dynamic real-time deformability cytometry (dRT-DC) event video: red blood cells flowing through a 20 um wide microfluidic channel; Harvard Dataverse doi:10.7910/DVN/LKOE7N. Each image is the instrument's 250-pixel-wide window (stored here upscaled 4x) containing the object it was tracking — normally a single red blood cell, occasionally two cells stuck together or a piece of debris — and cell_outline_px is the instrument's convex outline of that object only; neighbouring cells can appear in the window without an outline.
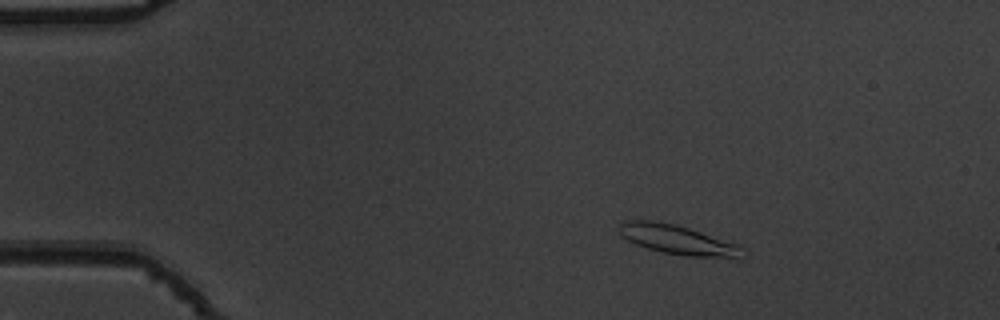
{"species": "common noctule bat (a hibernating species)", "species_latin": "Nyctalus noctula", "temperature_condition": "warm", "stored_images_in_passage": 46, "camera_frame_rate_fps": 3000, "um_per_image_px": 0.085, "animal": {"sex": "male", "body_mass_g": 19.5, "forearm_length_mm": 54.6}, "frame": {"image": 1, "passage_image": 1, "time_ms": 0.0, "image_size_px": [1000, 320], "cell_outline_px": [[740, 248], [736, 256], [688, 256], [660, 252], [636, 244], [620, 236], [620, 224], [624, 220], [652, 220], [676, 224], [740, 244]], "centroid_in_image_um": [57.47, 20.33], "position_along_channel_um": 27.5, "area_um2": 20.58}}
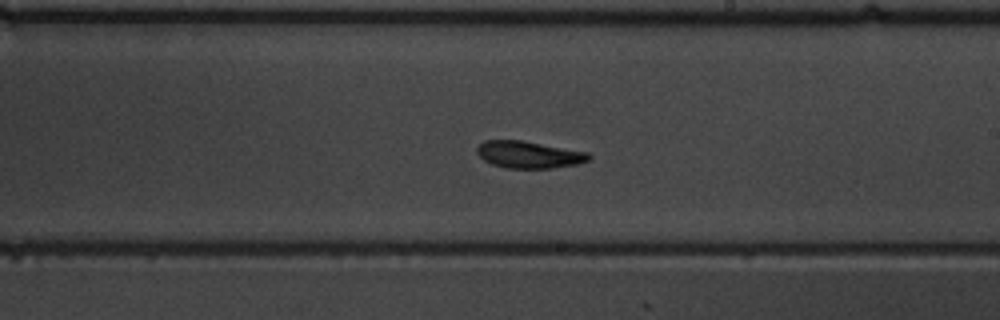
{"frame": {"image": 2, "passage_image": 24, "time_ms": 7.667, "image_size_px": [1000, 320], "cell_outline_px": [[592, 160], [576, 164], [552, 168], [504, 168], [492, 164], [484, 160], [476, 152], [476, 148], [484, 140], [520, 140], [588, 152], [592, 156]], "centroid_in_image_um": [44.96, 13.15], "position_along_channel_um": 244.0, "area_um2": 17.63}}
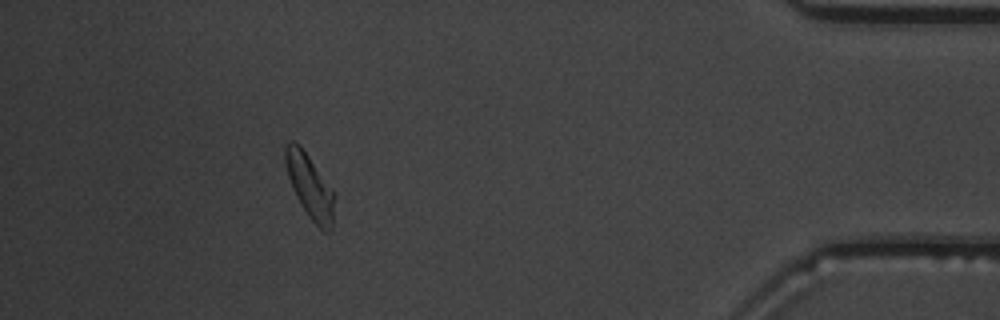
{"frame": {"image": 3, "passage_image": 41, "time_ms": 13.333, "image_size_px": [1000, 320], "cell_outline_px": [[332, 228], [328, 232], [324, 232], [308, 216], [300, 204], [292, 188], [288, 176], [284, 160], [284, 148], [288, 140], [292, 140], [300, 144], [332, 192]], "centroid_in_image_um": [26.25, 15.8], "position_along_channel_um": 409.0, "area_um2": 17.57}, "authors_computed_cell_mechanics": {"area_um2": 18.0625, "velocity_mm_per_s": 3.7841, "shape_relaxation_time_tau1_ms": 3.9417, "shape_relaxation_time_tau2_ms": 4.0162, "deformation_change_tau1": 0.1764, "deformation_change_tau2": 0.1257}}